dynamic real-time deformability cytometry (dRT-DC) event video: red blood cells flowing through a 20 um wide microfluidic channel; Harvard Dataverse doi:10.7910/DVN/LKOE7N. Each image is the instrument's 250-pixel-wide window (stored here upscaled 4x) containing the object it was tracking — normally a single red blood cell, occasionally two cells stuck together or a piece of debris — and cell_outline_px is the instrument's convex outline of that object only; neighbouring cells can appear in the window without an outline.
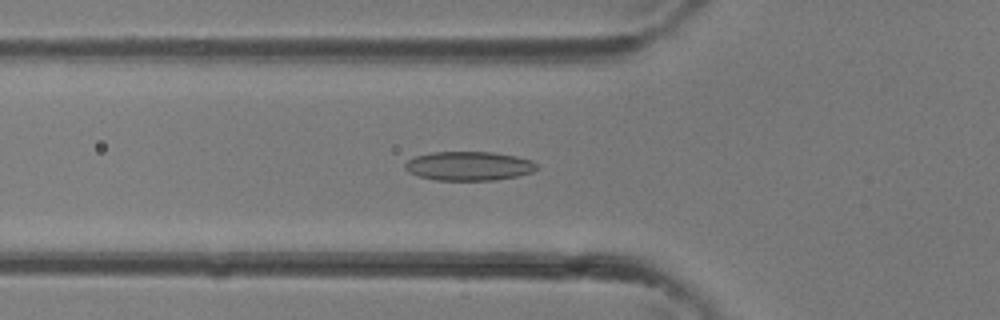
{"species": "common noctule bat (a hibernating species)", "species_latin": "Nyctalus noctula", "temperature_condition": "room temperature", "stored_images_in_passage": 31, "camera_frame_rate_fps": 3000, "um_per_image_px": 0.085, "animal": {"sex": "female"}, "frame": {"image": 1, "passage_image": 8, "time_ms": 2.333, "image_size_px": [1000, 320], "cell_outline_px": [[536, 168], [532, 172], [516, 176], [496, 180], [436, 180], [420, 176], [408, 172], [404, 168], [404, 164], [408, 160], [416, 156], [432, 152], [492, 152], [516, 156], [532, 160], [536, 164]], "centroid_in_image_um": [39.84, 14.11], "position_along_channel_um": 86.0, "area_um2": 22.2}}
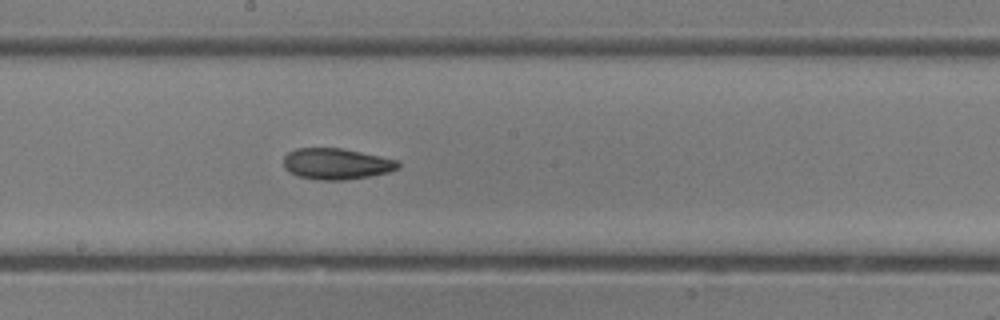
{"frame": {"image": 2, "passage_image": 15, "time_ms": 4.667, "image_size_px": [1000, 320], "cell_outline_px": [[400, 164], [396, 168], [388, 172], [368, 176], [344, 180], [320, 180], [296, 176], [288, 172], [284, 168], [284, 156], [288, 152], [296, 148], [340, 148], [380, 156], [396, 160]], "centroid_in_image_um": [28.52, 13.93], "position_along_channel_um": 219.7, "area_um2": 20.63}}
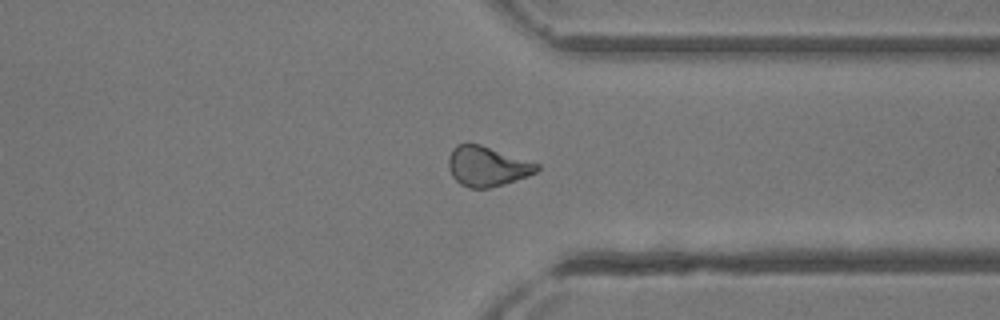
{"frame": {"image": 3, "passage_image": 23, "time_ms": 7.333, "image_size_px": [1000, 320], "cell_outline_px": [[540, 168], [536, 172], [528, 176], [504, 184], [488, 188], [468, 188], [460, 184], [452, 176], [448, 168], [448, 156], [452, 148], [456, 144], [480, 144], [540, 164]], "centroid_in_image_um": [41.39, 14.14], "position_along_channel_um": 370.0, "area_um2": 20.63}}